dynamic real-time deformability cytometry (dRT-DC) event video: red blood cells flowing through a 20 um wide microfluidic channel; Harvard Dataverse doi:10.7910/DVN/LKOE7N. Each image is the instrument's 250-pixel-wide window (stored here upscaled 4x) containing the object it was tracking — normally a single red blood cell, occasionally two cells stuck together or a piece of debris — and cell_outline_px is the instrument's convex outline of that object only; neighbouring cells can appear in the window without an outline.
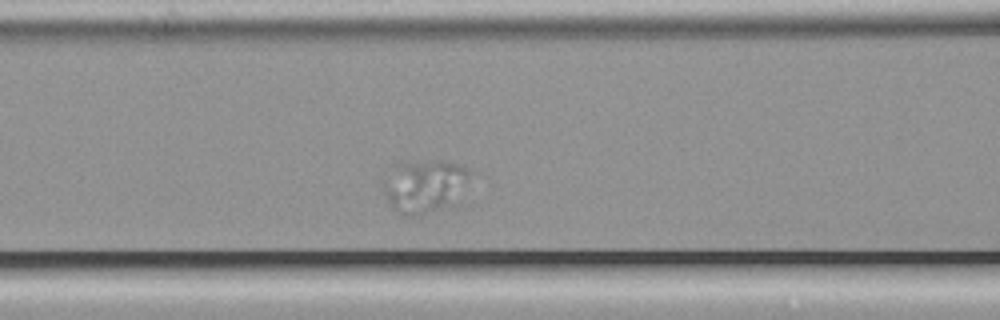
{"species": "common noctule bat (a hibernating species)", "species_latin": "Nyctalus noctula", "temperature_condition": "cold", "stored_images_in_passage": 39, "camera_frame_rate_fps": 3000, "um_per_image_px": 0.085, "animal": {"sex": "male", "body_mass_g": 21.5, "forearm_length_mm": 52.0}, "frame": {"image": 1, "passage_image": 6, "time_ms": 1.667, "image_size_px": [1000, 320], "cell_outline_px": [[472, 172], [452, 204], [420, 216], [404, 216], [388, 200], [384, 192], [384, 184], [392, 164], [396, 160], [444, 160], [472, 168]], "centroid_in_image_um": [36.06, 15.74], "position_along_channel_um": 130.5, "area_um2": 26.99}}
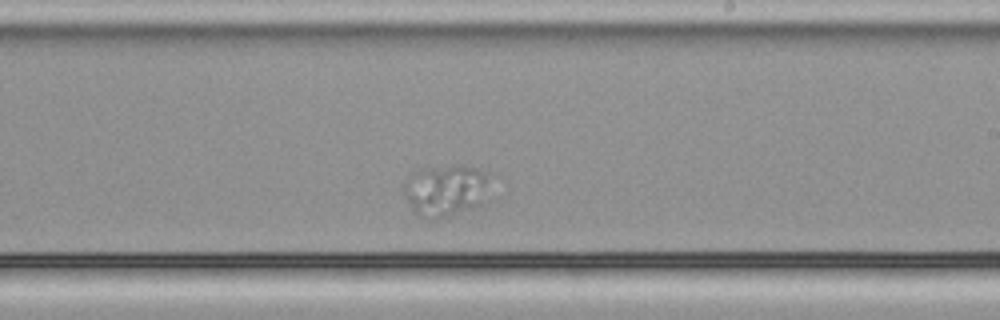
{"frame": {"image": 2, "passage_image": 16, "time_ms": 5.0, "image_size_px": [1000, 320], "cell_outline_px": [[484, 204], [448, 216], [432, 220], [428, 220], [420, 216], [412, 208], [404, 192], [404, 184], [416, 168], [452, 164], [460, 164], [480, 168], [484, 172]], "centroid_in_image_um": [37.81, 16.15], "position_along_channel_um": 251.2, "area_um2": 25.78}}
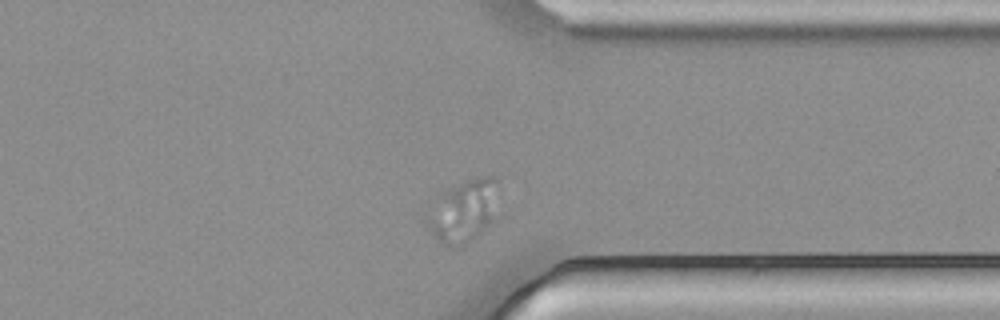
{"frame": {"image": 3, "passage_image": 26, "time_ms": 8.333, "image_size_px": [1000, 320], "cell_outline_px": [[496, 216], [472, 240], [460, 244], [444, 244], [428, 228], [424, 220], [436, 192], [464, 180], [496, 172]], "centroid_in_image_um": [39.36, 17.82], "position_along_channel_um": 372.0, "area_um2": 26.3}}